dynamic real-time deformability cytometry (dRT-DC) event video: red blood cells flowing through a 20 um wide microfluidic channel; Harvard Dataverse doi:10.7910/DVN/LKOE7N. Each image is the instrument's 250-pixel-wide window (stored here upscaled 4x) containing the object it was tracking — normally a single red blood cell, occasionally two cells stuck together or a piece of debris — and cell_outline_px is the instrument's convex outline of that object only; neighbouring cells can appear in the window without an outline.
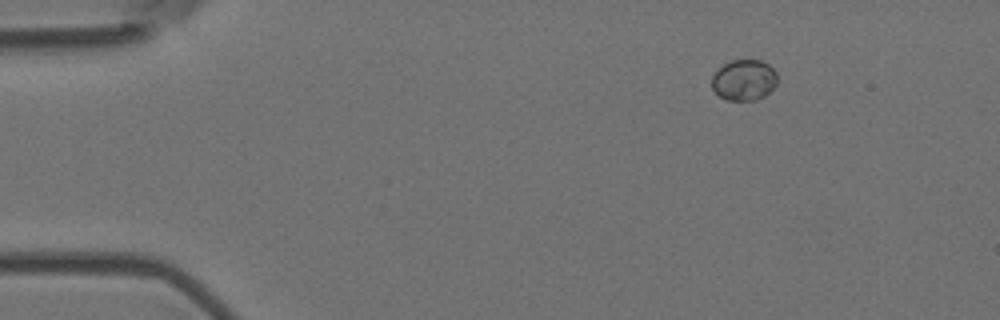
{"species": "Egyptian fruit bat (a non-hibernating species)", "species_latin": "Rousettus aegyptiacus", "temperature_condition": "room temperature", "stored_images_in_passage": 5, "camera_frame_rate_fps": 3000, "um_per_image_px": 0.085, "animal": {"sex": "female"}, "frame": {"image": 1, "passage_image": 1, "time_ms": 0.0, "image_size_px": [1000, 320], "cell_outline_px": [[776, 84], [764, 96], [756, 100], [724, 100], [712, 88], [712, 76], [724, 64], [732, 60], [760, 60], [768, 64], [776, 72]], "centroid_in_image_um": [63.23, 6.81], "position_along_channel_um": 21.8, "area_um2": 15.43}}
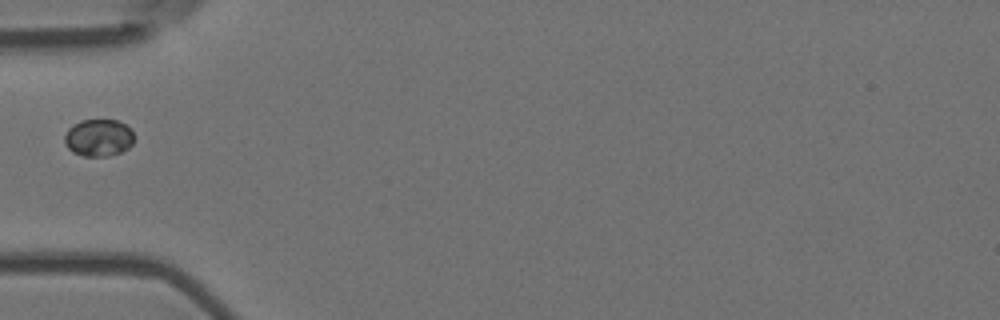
{"frame": {"image": 2, "passage_image": 4, "time_ms": 1.0, "image_size_px": [1000, 320], "cell_outline_px": [[136, 136], [132, 144], [128, 148], [120, 152], [108, 156], [84, 156], [72, 152], [64, 144], [64, 136], [68, 128], [80, 120], [116, 120], [124, 124]], "centroid_in_image_um": [8.36, 11.71], "position_along_channel_um": 76.6, "area_um2": 15.14}}
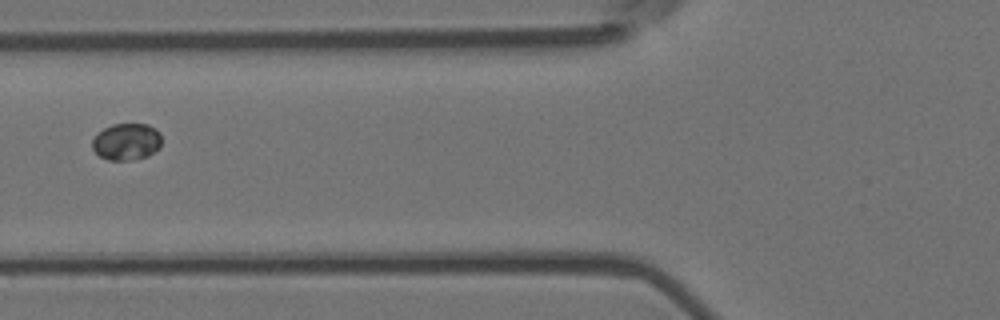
{"frame": {"image": 3, "passage_image": 5, "time_ms": 1.333, "image_size_px": [1000, 320], "cell_outline_px": [[160, 148], [148, 156], [132, 160], [108, 160], [100, 156], [92, 148], [92, 140], [96, 132], [112, 124], [148, 124], [156, 128], [160, 132]], "centroid_in_image_um": [10.75, 12.04], "position_along_channel_um": 115.1, "area_um2": 15.09}}